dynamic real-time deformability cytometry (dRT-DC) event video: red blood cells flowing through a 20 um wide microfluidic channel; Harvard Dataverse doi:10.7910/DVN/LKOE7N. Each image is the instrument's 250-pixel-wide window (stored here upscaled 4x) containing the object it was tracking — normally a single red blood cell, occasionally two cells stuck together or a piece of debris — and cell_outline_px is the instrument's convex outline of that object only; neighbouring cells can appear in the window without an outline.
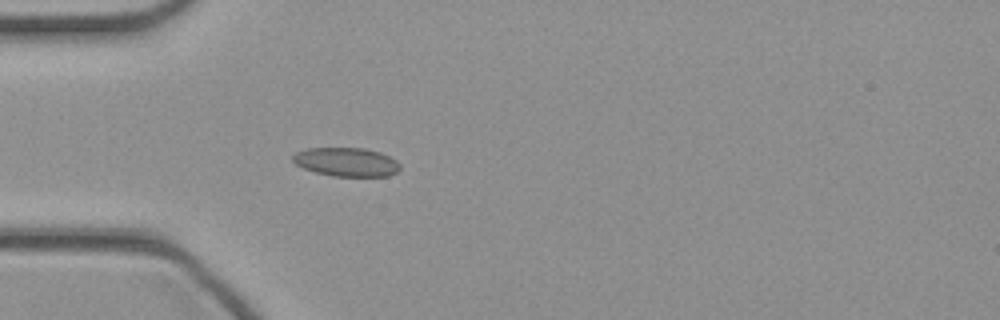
{"species": "common noctule bat (a hibernating species)", "species_latin": "Nyctalus noctula", "temperature_condition": "cold", "stored_images_in_passage": 33, "camera_frame_rate_fps": 3000, "um_per_image_px": 0.085, "animal": {"sex": "female", "body_mass_g": 21.9}, "frame": {"image": 1, "passage_image": 1, "time_ms": 0.0, "image_size_px": [1000, 320], "cell_outline_px": [[400, 168], [396, 172], [388, 176], [332, 176], [316, 172], [304, 168], [296, 164], [292, 160], [292, 156], [296, 152], [308, 148], [364, 148], [380, 152], [396, 160], [400, 164]], "centroid_in_image_um": [29.44, 13.76], "position_along_channel_um": 55.6, "area_um2": 17.92}}
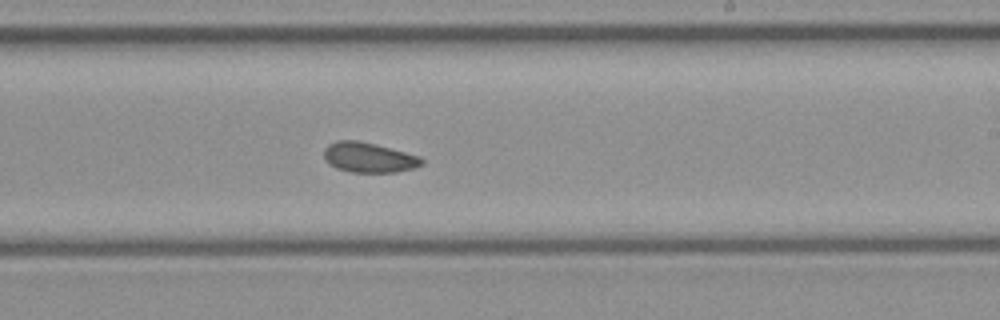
{"frame": {"image": 2, "passage_image": 15, "time_ms": 4.667, "image_size_px": [1000, 320], "cell_outline_px": [[424, 164], [416, 168], [396, 172], [352, 172], [336, 168], [324, 160], [324, 148], [328, 144], [336, 140], [356, 140], [376, 144], [420, 156], [424, 160]], "centroid_in_image_um": [31.36, 13.38], "position_along_channel_um": 257.6, "area_um2": 17.28}}
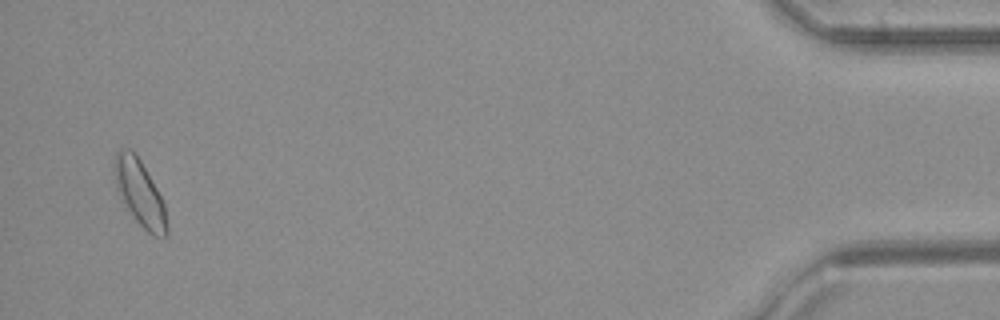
{"frame": {"image": 3, "passage_image": 32, "time_ms": 10.333, "image_size_px": [1000, 320], "cell_outline_px": [[168, 236], [152, 236], [136, 220], [120, 200], [116, 188], [112, 168], [116, 152], [120, 148], [132, 148], [140, 160], [156, 188], [164, 204], [168, 228]], "centroid_in_image_um": [11.83, 16.37], "position_along_channel_um": 423.4, "area_um2": 20.29}}